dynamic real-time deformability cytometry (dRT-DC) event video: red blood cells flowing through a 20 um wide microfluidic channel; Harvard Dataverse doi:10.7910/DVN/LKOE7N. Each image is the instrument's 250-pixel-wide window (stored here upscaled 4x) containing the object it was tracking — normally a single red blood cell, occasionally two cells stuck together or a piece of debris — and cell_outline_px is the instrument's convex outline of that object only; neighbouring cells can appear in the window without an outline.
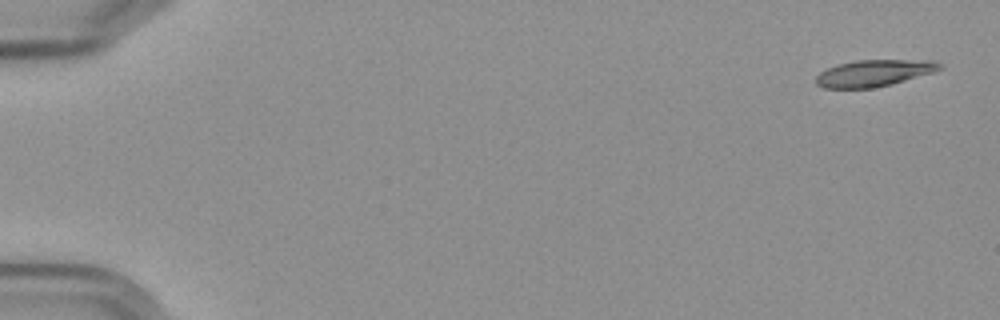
{"species": "Egyptian fruit bat (a non-hibernating species)", "species_latin": "Rousettus aegyptiacus", "temperature_condition": "cold", "stored_images_in_passage": 6, "camera_frame_rate_fps": 3000, "um_per_image_px": 0.085, "frame": {"image": 1, "passage_image": 1, "time_ms": 0.0, "image_size_px": [1000, 320], "cell_outline_px": [[944, 68], [932, 72], [892, 84], [872, 88], [824, 88], [816, 84], [816, 76], [820, 72], [836, 64], [856, 60], [936, 60], [944, 64]], "centroid_in_image_um": [74.31, 6.2], "position_along_channel_um": 10.7, "area_um2": 19.31}}
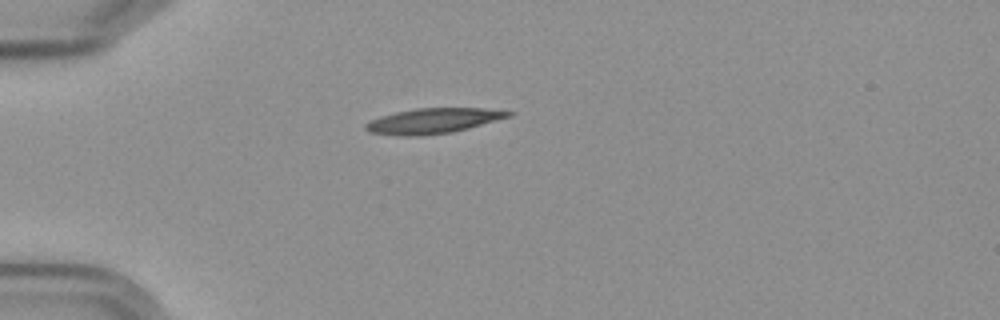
{"frame": {"image": 2, "passage_image": 5, "time_ms": 4.667, "image_size_px": [1000, 320], "cell_outline_px": [[516, 112], [512, 116], [468, 128], [452, 132], [420, 136], [396, 136], [368, 132], [364, 128], [364, 124], [380, 116], [396, 112], [416, 108], [484, 108]], "centroid_in_image_um": [36.81, 10.27], "position_along_channel_um": 48.2, "area_um2": 21.1}}